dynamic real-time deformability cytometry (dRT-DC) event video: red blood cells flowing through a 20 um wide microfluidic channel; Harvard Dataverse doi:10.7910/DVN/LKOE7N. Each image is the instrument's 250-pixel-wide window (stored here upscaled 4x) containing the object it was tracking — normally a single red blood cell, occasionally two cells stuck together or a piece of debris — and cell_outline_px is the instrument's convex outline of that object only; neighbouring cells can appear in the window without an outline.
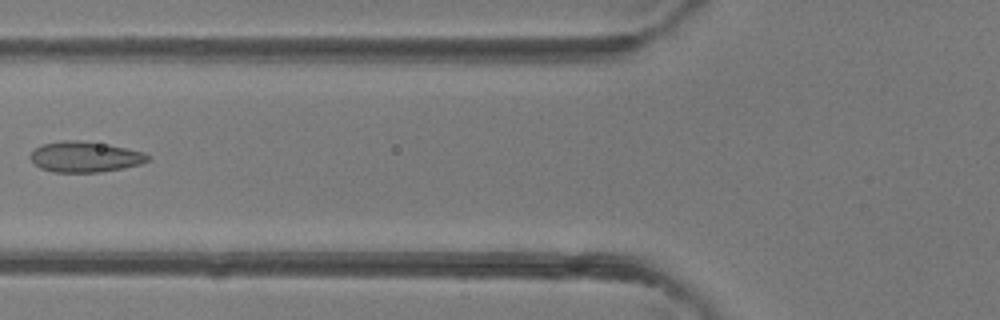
{"species": "common noctule bat (a hibernating species)", "species_latin": "Nyctalus noctula", "temperature_condition": "room temperature", "stored_images_in_passage": 4, "camera_frame_rate_fps": 3000, "um_per_image_px": 0.085, "animal": {"sex": "female"}, "frame": {"image": 1, "passage_image": 4, "time_ms": 3.333, "image_size_px": [1000, 320], "cell_outline_px": [[152, 156], [148, 160], [140, 164], [124, 168], [100, 172], [52, 172], [40, 168], [32, 164], [28, 156], [36, 148], [44, 144], [64, 140], [76, 140], [108, 144], [144, 152]], "centroid_in_image_um": [7.21, 13.34], "position_along_channel_um": 118.6, "area_um2": 21.1}}